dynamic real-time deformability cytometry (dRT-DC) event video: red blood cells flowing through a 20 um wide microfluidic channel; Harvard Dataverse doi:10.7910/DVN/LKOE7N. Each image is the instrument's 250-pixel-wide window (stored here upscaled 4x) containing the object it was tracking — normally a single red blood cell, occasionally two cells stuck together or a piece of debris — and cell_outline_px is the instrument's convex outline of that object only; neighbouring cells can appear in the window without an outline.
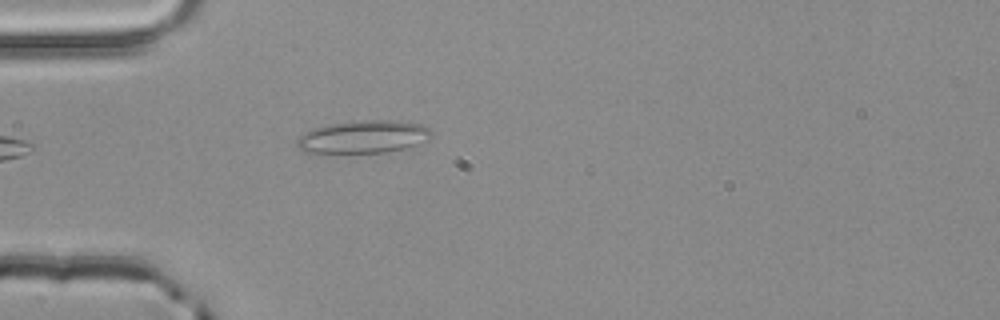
{"species": "common noctule bat (a hibernating species)", "species_latin": "Nyctalus noctula", "temperature_condition": "room temperature", "stored_images_in_passage": 1, "camera_frame_rate_fps": 3000, "um_per_image_px": 0.085, "animal": {"sex": "male", "body_mass_g": 20.4}, "frame": {"image": 1, "passage_image": 1, "time_ms": 0.0, "image_size_px": [1000, 320], "cell_outline_px": [[432, 136], [428, 140], [408, 148], [388, 152], [304, 152], [296, 148], [296, 140], [304, 132], [328, 124], [364, 120], [400, 120], [420, 124], [432, 128]], "centroid_in_image_um": [30.94, 11.62], "position_along_channel_um": 54.1, "area_um2": 25.84}}